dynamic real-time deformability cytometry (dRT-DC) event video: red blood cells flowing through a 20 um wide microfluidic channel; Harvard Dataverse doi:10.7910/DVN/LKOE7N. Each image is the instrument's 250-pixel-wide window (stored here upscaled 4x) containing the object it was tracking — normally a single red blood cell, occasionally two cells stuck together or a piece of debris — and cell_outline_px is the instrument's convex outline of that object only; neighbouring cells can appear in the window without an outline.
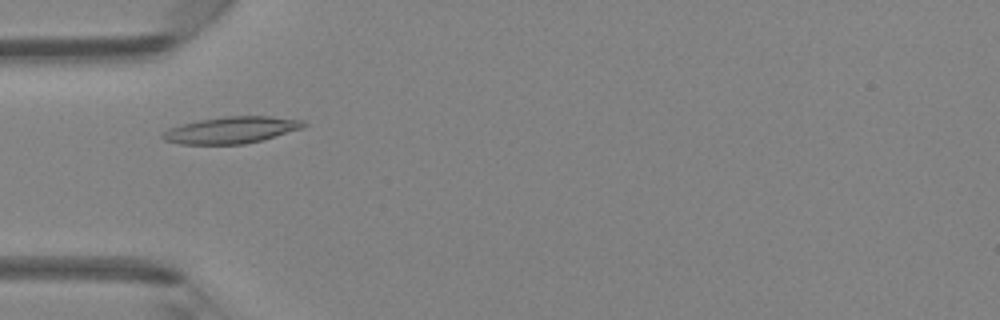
{"species": "Egyptian fruit bat (a non-hibernating species)", "species_latin": "Rousettus aegyptiacus", "temperature_condition": "room temperature", "stored_images_in_passage": 34, "camera_frame_rate_fps": 3000, "um_per_image_px": 0.085, "animal": {"sex": "female"}, "frame": {"image": 1, "passage_image": 2, "time_ms": 0.333, "image_size_px": [1000, 320], "cell_outline_px": [[308, 124], [300, 128], [276, 136], [244, 144], [180, 144], [164, 140], [160, 136], [168, 128], [180, 124], [200, 120], [224, 116], [268, 116], [304, 120]], "centroid_in_image_um": [19.63, 11.05], "position_along_channel_um": 65.4, "area_um2": 21.79}}
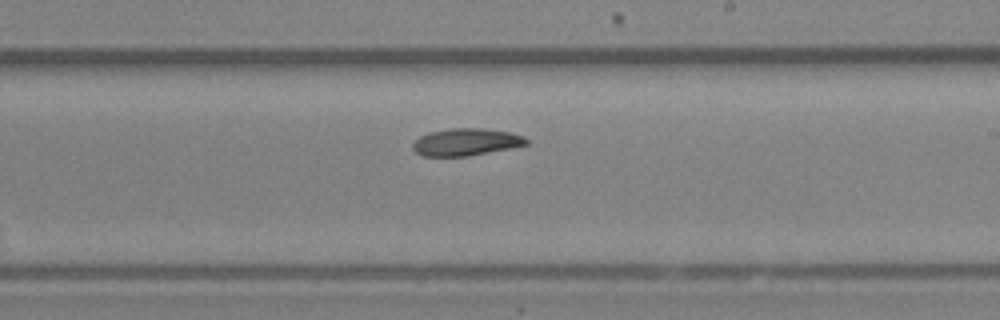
{"frame": {"image": 2, "passage_image": 15, "time_ms": 4.667, "image_size_px": [1000, 320], "cell_outline_px": [[528, 144], [468, 156], [424, 156], [416, 152], [412, 148], [412, 144], [420, 136], [428, 132], [452, 128], [484, 128], [508, 132], [524, 136], [528, 140]], "centroid_in_image_um": [39.59, 12.06], "position_along_channel_um": 249.4, "area_um2": 17.86}}
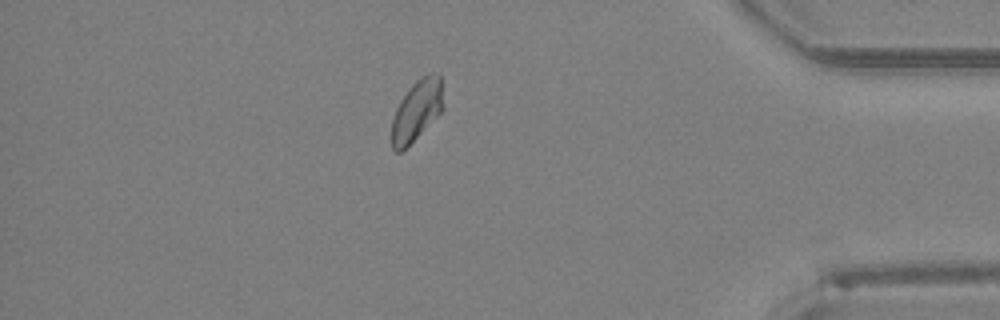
{"frame": {"image": 3, "passage_image": 28, "time_ms": 9.0, "image_size_px": [1000, 320], "cell_outline_px": [[444, 108], [400, 152], [396, 152], [392, 148], [392, 120], [396, 108], [400, 100], [412, 84], [420, 76], [428, 72], [440, 72], [444, 104]], "centroid_in_image_um": [35.44, 9.29], "position_along_channel_um": 399.8, "area_um2": 18.09}, "authors_computed_cell_mechanics": {"area_um2": 18.4671, "velocity_mm_per_s": 4.2669, "shape_relaxation_time_tau1_ms": null, "shape_relaxation_time_tau2_ms": 5.9094, "deformation_change_tau1": null, "deformation_change_tau2": 0.0976}}